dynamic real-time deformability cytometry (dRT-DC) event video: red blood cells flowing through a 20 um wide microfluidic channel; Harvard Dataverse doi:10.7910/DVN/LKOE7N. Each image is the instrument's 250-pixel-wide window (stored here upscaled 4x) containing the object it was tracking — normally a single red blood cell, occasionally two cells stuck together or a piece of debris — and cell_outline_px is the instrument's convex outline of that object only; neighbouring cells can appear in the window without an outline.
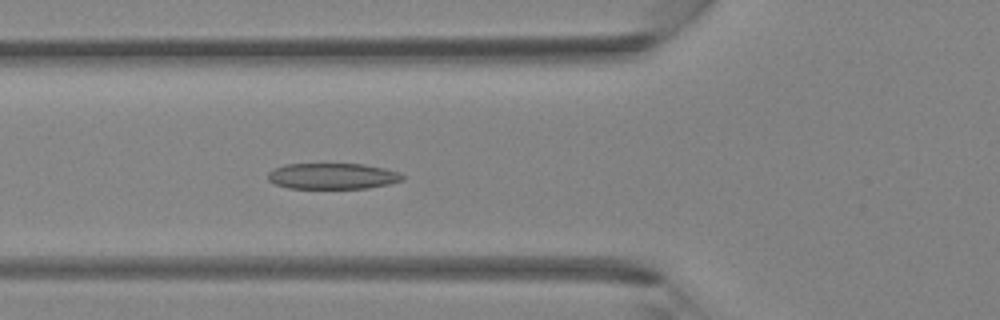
{"species": "Egyptian fruit bat (a non-hibernating species)", "species_latin": "Rousettus aegyptiacus", "temperature_condition": "room temperature", "stored_images_in_passage": 41, "camera_frame_rate_fps": 3000, "um_per_image_px": 0.085, "animal": {"sex": "female"}, "frame": {"image": 1, "passage_image": 15, "time_ms": 4.667, "image_size_px": [1000, 320], "cell_outline_px": [[404, 180], [388, 184], [368, 188], [288, 188], [276, 184], [268, 180], [268, 172], [284, 164], [364, 164], [384, 168], [400, 172], [404, 176]], "centroid_in_image_um": [28.29, 14.97], "position_along_channel_um": 97.5, "area_um2": 20.35}}
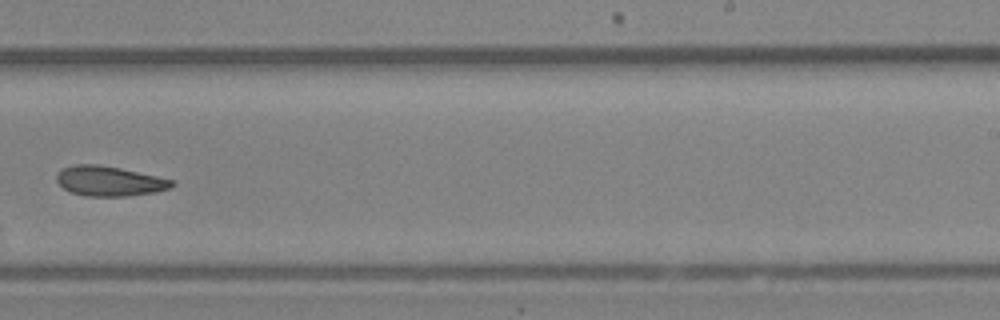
{"frame": {"image": 2, "passage_image": 26, "time_ms": 8.333, "image_size_px": [1000, 320], "cell_outline_px": [[176, 184], [172, 188], [156, 192], [124, 196], [88, 196], [72, 192], [64, 188], [56, 180], [56, 176], [64, 168], [72, 164], [96, 164], [120, 168], [176, 180]], "centroid_in_image_um": [9.36, 15.39], "position_along_channel_um": 279.6, "area_um2": 20.06}}
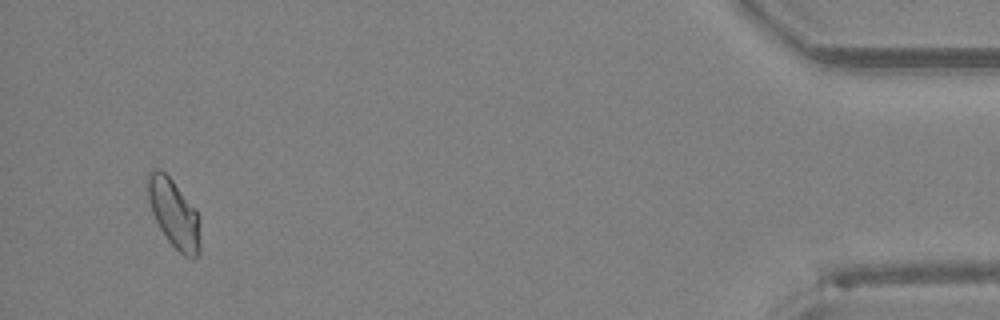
{"frame": {"image": 3, "passage_image": 39, "time_ms": 12.667, "image_size_px": [1000, 320], "cell_outline_px": [[200, 252], [196, 256], [184, 256], [168, 240], [160, 228], [152, 212], [148, 196], [148, 172], [156, 168], [160, 168], [172, 180], [196, 208], [200, 216]], "centroid_in_image_um": [14.82, 18.13], "position_along_channel_um": 420.4, "area_um2": 20.81}}